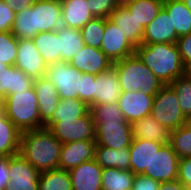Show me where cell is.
<instances>
[{
	"mask_svg": "<svg viewBox=\"0 0 191 190\" xmlns=\"http://www.w3.org/2000/svg\"><path fill=\"white\" fill-rule=\"evenodd\" d=\"M62 143L46 128L21 132L19 154L39 172L58 169Z\"/></svg>",
	"mask_w": 191,
	"mask_h": 190,
	"instance_id": "obj_1",
	"label": "cell"
},
{
	"mask_svg": "<svg viewBox=\"0 0 191 190\" xmlns=\"http://www.w3.org/2000/svg\"><path fill=\"white\" fill-rule=\"evenodd\" d=\"M135 53L164 85H170L185 75L176 43L141 44Z\"/></svg>",
	"mask_w": 191,
	"mask_h": 190,
	"instance_id": "obj_2",
	"label": "cell"
},
{
	"mask_svg": "<svg viewBox=\"0 0 191 190\" xmlns=\"http://www.w3.org/2000/svg\"><path fill=\"white\" fill-rule=\"evenodd\" d=\"M122 92L141 91L144 95H156L165 85L134 53L114 62Z\"/></svg>",
	"mask_w": 191,
	"mask_h": 190,
	"instance_id": "obj_3",
	"label": "cell"
},
{
	"mask_svg": "<svg viewBox=\"0 0 191 190\" xmlns=\"http://www.w3.org/2000/svg\"><path fill=\"white\" fill-rule=\"evenodd\" d=\"M3 106L6 116L21 132L41 129V117L34 87L7 95Z\"/></svg>",
	"mask_w": 191,
	"mask_h": 190,
	"instance_id": "obj_4",
	"label": "cell"
},
{
	"mask_svg": "<svg viewBox=\"0 0 191 190\" xmlns=\"http://www.w3.org/2000/svg\"><path fill=\"white\" fill-rule=\"evenodd\" d=\"M150 115L169 131L187 123L179 105L177 93L170 85H165L155 96Z\"/></svg>",
	"mask_w": 191,
	"mask_h": 190,
	"instance_id": "obj_5",
	"label": "cell"
},
{
	"mask_svg": "<svg viewBox=\"0 0 191 190\" xmlns=\"http://www.w3.org/2000/svg\"><path fill=\"white\" fill-rule=\"evenodd\" d=\"M82 72L69 62L59 61L48 65L45 77L56 87L59 98H77L81 100Z\"/></svg>",
	"mask_w": 191,
	"mask_h": 190,
	"instance_id": "obj_6",
	"label": "cell"
},
{
	"mask_svg": "<svg viewBox=\"0 0 191 190\" xmlns=\"http://www.w3.org/2000/svg\"><path fill=\"white\" fill-rule=\"evenodd\" d=\"M95 122L90 110L74 120H60L53 123L48 130L62 143L95 140Z\"/></svg>",
	"mask_w": 191,
	"mask_h": 190,
	"instance_id": "obj_7",
	"label": "cell"
},
{
	"mask_svg": "<svg viewBox=\"0 0 191 190\" xmlns=\"http://www.w3.org/2000/svg\"><path fill=\"white\" fill-rule=\"evenodd\" d=\"M180 158L172 149V146L164 144L155 151L149 169L142 174L159 182L173 181L178 178V167Z\"/></svg>",
	"mask_w": 191,
	"mask_h": 190,
	"instance_id": "obj_8",
	"label": "cell"
},
{
	"mask_svg": "<svg viewBox=\"0 0 191 190\" xmlns=\"http://www.w3.org/2000/svg\"><path fill=\"white\" fill-rule=\"evenodd\" d=\"M9 183L6 190H38L40 172L19 153L9 156Z\"/></svg>",
	"mask_w": 191,
	"mask_h": 190,
	"instance_id": "obj_9",
	"label": "cell"
},
{
	"mask_svg": "<svg viewBox=\"0 0 191 190\" xmlns=\"http://www.w3.org/2000/svg\"><path fill=\"white\" fill-rule=\"evenodd\" d=\"M100 49L114 63L133 55L136 47L126 39L117 25L105 18L104 37Z\"/></svg>",
	"mask_w": 191,
	"mask_h": 190,
	"instance_id": "obj_10",
	"label": "cell"
},
{
	"mask_svg": "<svg viewBox=\"0 0 191 190\" xmlns=\"http://www.w3.org/2000/svg\"><path fill=\"white\" fill-rule=\"evenodd\" d=\"M17 49L16 68L33 79L46 75L48 65L35 47L33 39H18Z\"/></svg>",
	"mask_w": 191,
	"mask_h": 190,
	"instance_id": "obj_11",
	"label": "cell"
},
{
	"mask_svg": "<svg viewBox=\"0 0 191 190\" xmlns=\"http://www.w3.org/2000/svg\"><path fill=\"white\" fill-rule=\"evenodd\" d=\"M96 146H103L112 149L130 147L132 143L131 123L128 122H105L95 124Z\"/></svg>",
	"mask_w": 191,
	"mask_h": 190,
	"instance_id": "obj_12",
	"label": "cell"
},
{
	"mask_svg": "<svg viewBox=\"0 0 191 190\" xmlns=\"http://www.w3.org/2000/svg\"><path fill=\"white\" fill-rule=\"evenodd\" d=\"M155 95H144L139 91L122 92L117 103L126 121L132 123L149 116Z\"/></svg>",
	"mask_w": 191,
	"mask_h": 190,
	"instance_id": "obj_13",
	"label": "cell"
},
{
	"mask_svg": "<svg viewBox=\"0 0 191 190\" xmlns=\"http://www.w3.org/2000/svg\"><path fill=\"white\" fill-rule=\"evenodd\" d=\"M35 36L56 31L62 25L61 0H37L33 5Z\"/></svg>",
	"mask_w": 191,
	"mask_h": 190,
	"instance_id": "obj_14",
	"label": "cell"
},
{
	"mask_svg": "<svg viewBox=\"0 0 191 190\" xmlns=\"http://www.w3.org/2000/svg\"><path fill=\"white\" fill-rule=\"evenodd\" d=\"M122 93L115 67L97 74L93 82V105L116 103Z\"/></svg>",
	"mask_w": 191,
	"mask_h": 190,
	"instance_id": "obj_15",
	"label": "cell"
},
{
	"mask_svg": "<svg viewBox=\"0 0 191 190\" xmlns=\"http://www.w3.org/2000/svg\"><path fill=\"white\" fill-rule=\"evenodd\" d=\"M95 148V140H78L62 144L58 168L69 171L83 162L95 159Z\"/></svg>",
	"mask_w": 191,
	"mask_h": 190,
	"instance_id": "obj_16",
	"label": "cell"
},
{
	"mask_svg": "<svg viewBox=\"0 0 191 190\" xmlns=\"http://www.w3.org/2000/svg\"><path fill=\"white\" fill-rule=\"evenodd\" d=\"M82 73L100 74L113 66L111 60L101 51V49L84 45L69 62Z\"/></svg>",
	"mask_w": 191,
	"mask_h": 190,
	"instance_id": "obj_17",
	"label": "cell"
},
{
	"mask_svg": "<svg viewBox=\"0 0 191 190\" xmlns=\"http://www.w3.org/2000/svg\"><path fill=\"white\" fill-rule=\"evenodd\" d=\"M178 38L169 14L162 7L156 18L144 28L142 44L176 43Z\"/></svg>",
	"mask_w": 191,
	"mask_h": 190,
	"instance_id": "obj_18",
	"label": "cell"
},
{
	"mask_svg": "<svg viewBox=\"0 0 191 190\" xmlns=\"http://www.w3.org/2000/svg\"><path fill=\"white\" fill-rule=\"evenodd\" d=\"M33 87L37 96L41 128H44L58 107L59 93L53 83L45 76L34 79Z\"/></svg>",
	"mask_w": 191,
	"mask_h": 190,
	"instance_id": "obj_19",
	"label": "cell"
},
{
	"mask_svg": "<svg viewBox=\"0 0 191 190\" xmlns=\"http://www.w3.org/2000/svg\"><path fill=\"white\" fill-rule=\"evenodd\" d=\"M102 169L91 159L69 170L73 190H102Z\"/></svg>",
	"mask_w": 191,
	"mask_h": 190,
	"instance_id": "obj_20",
	"label": "cell"
},
{
	"mask_svg": "<svg viewBox=\"0 0 191 190\" xmlns=\"http://www.w3.org/2000/svg\"><path fill=\"white\" fill-rule=\"evenodd\" d=\"M163 145V143L152 140L133 138L129 147L130 170L134 174H142L149 169L155 151H158Z\"/></svg>",
	"mask_w": 191,
	"mask_h": 190,
	"instance_id": "obj_21",
	"label": "cell"
},
{
	"mask_svg": "<svg viewBox=\"0 0 191 190\" xmlns=\"http://www.w3.org/2000/svg\"><path fill=\"white\" fill-rule=\"evenodd\" d=\"M34 79L28 77L15 66L0 62V95L5 98L9 94H17L33 87Z\"/></svg>",
	"mask_w": 191,
	"mask_h": 190,
	"instance_id": "obj_22",
	"label": "cell"
},
{
	"mask_svg": "<svg viewBox=\"0 0 191 190\" xmlns=\"http://www.w3.org/2000/svg\"><path fill=\"white\" fill-rule=\"evenodd\" d=\"M108 19L122 30L126 39L135 47L142 44L144 27L126 7H117Z\"/></svg>",
	"mask_w": 191,
	"mask_h": 190,
	"instance_id": "obj_23",
	"label": "cell"
},
{
	"mask_svg": "<svg viewBox=\"0 0 191 190\" xmlns=\"http://www.w3.org/2000/svg\"><path fill=\"white\" fill-rule=\"evenodd\" d=\"M132 137L163 144L170 141V131L151 115L131 123Z\"/></svg>",
	"mask_w": 191,
	"mask_h": 190,
	"instance_id": "obj_24",
	"label": "cell"
},
{
	"mask_svg": "<svg viewBox=\"0 0 191 190\" xmlns=\"http://www.w3.org/2000/svg\"><path fill=\"white\" fill-rule=\"evenodd\" d=\"M62 25L81 29L94 16L89 11L87 0H61Z\"/></svg>",
	"mask_w": 191,
	"mask_h": 190,
	"instance_id": "obj_25",
	"label": "cell"
},
{
	"mask_svg": "<svg viewBox=\"0 0 191 190\" xmlns=\"http://www.w3.org/2000/svg\"><path fill=\"white\" fill-rule=\"evenodd\" d=\"M21 131L6 116L4 107H0V156L18 154Z\"/></svg>",
	"mask_w": 191,
	"mask_h": 190,
	"instance_id": "obj_26",
	"label": "cell"
},
{
	"mask_svg": "<svg viewBox=\"0 0 191 190\" xmlns=\"http://www.w3.org/2000/svg\"><path fill=\"white\" fill-rule=\"evenodd\" d=\"M56 32L59 36L60 61L70 62L85 45L80 29L61 25Z\"/></svg>",
	"mask_w": 191,
	"mask_h": 190,
	"instance_id": "obj_27",
	"label": "cell"
},
{
	"mask_svg": "<svg viewBox=\"0 0 191 190\" xmlns=\"http://www.w3.org/2000/svg\"><path fill=\"white\" fill-rule=\"evenodd\" d=\"M95 160L102 168L130 170L129 147L112 149L103 146H96Z\"/></svg>",
	"mask_w": 191,
	"mask_h": 190,
	"instance_id": "obj_28",
	"label": "cell"
},
{
	"mask_svg": "<svg viewBox=\"0 0 191 190\" xmlns=\"http://www.w3.org/2000/svg\"><path fill=\"white\" fill-rule=\"evenodd\" d=\"M163 8L169 14L178 37L191 33V11L182 0H164Z\"/></svg>",
	"mask_w": 191,
	"mask_h": 190,
	"instance_id": "obj_29",
	"label": "cell"
},
{
	"mask_svg": "<svg viewBox=\"0 0 191 190\" xmlns=\"http://www.w3.org/2000/svg\"><path fill=\"white\" fill-rule=\"evenodd\" d=\"M89 106L77 98L60 99L51 119L44 125L48 129L53 123L60 120H74L85 115L89 111Z\"/></svg>",
	"mask_w": 191,
	"mask_h": 190,
	"instance_id": "obj_30",
	"label": "cell"
},
{
	"mask_svg": "<svg viewBox=\"0 0 191 190\" xmlns=\"http://www.w3.org/2000/svg\"><path fill=\"white\" fill-rule=\"evenodd\" d=\"M32 39L47 65L60 61L59 36L56 31L41 32Z\"/></svg>",
	"mask_w": 191,
	"mask_h": 190,
	"instance_id": "obj_31",
	"label": "cell"
},
{
	"mask_svg": "<svg viewBox=\"0 0 191 190\" xmlns=\"http://www.w3.org/2000/svg\"><path fill=\"white\" fill-rule=\"evenodd\" d=\"M135 174L118 168L102 169V190H131Z\"/></svg>",
	"mask_w": 191,
	"mask_h": 190,
	"instance_id": "obj_32",
	"label": "cell"
},
{
	"mask_svg": "<svg viewBox=\"0 0 191 190\" xmlns=\"http://www.w3.org/2000/svg\"><path fill=\"white\" fill-rule=\"evenodd\" d=\"M164 0H134L126 8L144 28L150 24L163 7Z\"/></svg>",
	"mask_w": 191,
	"mask_h": 190,
	"instance_id": "obj_33",
	"label": "cell"
},
{
	"mask_svg": "<svg viewBox=\"0 0 191 190\" xmlns=\"http://www.w3.org/2000/svg\"><path fill=\"white\" fill-rule=\"evenodd\" d=\"M38 190H73L69 172L59 168L40 172Z\"/></svg>",
	"mask_w": 191,
	"mask_h": 190,
	"instance_id": "obj_34",
	"label": "cell"
},
{
	"mask_svg": "<svg viewBox=\"0 0 191 190\" xmlns=\"http://www.w3.org/2000/svg\"><path fill=\"white\" fill-rule=\"evenodd\" d=\"M11 32L17 39H32L35 36L33 5L16 12Z\"/></svg>",
	"mask_w": 191,
	"mask_h": 190,
	"instance_id": "obj_35",
	"label": "cell"
},
{
	"mask_svg": "<svg viewBox=\"0 0 191 190\" xmlns=\"http://www.w3.org/2000/svg\"><path fill=\"white\" fill-rule=\"evenodd\" d=\"M169 144L176 152L178 157L190 158L191 157V125L185 123L178 127L176 130L170 131Z\"/></svg>",
	"mask_w": 191,
	"mask_h": 190,
	"instance_id": "obj_36",
	"label": "cell"
},
{
	"mask_svg": "<svg viewBox=\"0 0 191 190\" xmlns=\"http://www.w3.org/2000/svg\"><path fill=\"white\" fill-rule=\"evenodd\" d=\"M95 124H103L105 122H127L121 112L118 103L96 104L89 107Z\"/></svg>",
	"mask_w": 191,
	"mask_h": 190,
	"instance_id": "obj_37",
	"label": "cell"
},
{
	"mask_svg": "<svg viewBox=\"0 0 191 190\" xmlns=\"http://www.w3.org/2000/svg\"><path fill=\"white\" fill-rule=\"evenodd\" d=\"M104 29L105 18L94 17L80 29L84 44L100 49L104 37Z\"/></svg>",
	"mask_w": 191,
	"mask_h": 190,
	"instance_id": "obj_38",
	"label": "cell"
},
{
	"mask_svg": "<svg viewBox=\"0 0 191 190\" xmlns=\"http://www.w3.org/2000/svg\"><path fill=\"white\" fill-rule=\"evenodd\" d=\"M170 86L177 93L179 105L184 116H191V79L186 75L176 78Z\"/></svg>",
	"mask_w": 191,
	"mask_h": 190,
	"instance_id": "obj_39",
	"label": "cell"
},
{
	"mask_svg": "<svg viewBox=\"0 0 191 190\" xmlns=\"http://www.w3.org/2000/svg\"><path fill=\"white\" fill-rule=\"evenodd\" d=\"M18 39L12 32H0V62L14 66L17 57Z\"/></svg>",
	"mask_w": 191,
	"mask_h": 190,
	"instance_id": "obj_40",
	"label": "cell"
},
{
	"mask_svg": "<svg viewBox=\"0 0 191 190\" xmlns=\"http://www.w3.org/2000/svg\"><path fill=\"white\" fill-rule=\"evenodd\" d=\"M89 11L94 17L109 18L117 8L115 0H87Z\"/></svg>",
	"mask_w": 191,
	"mask_h": 190,
	"instance_id": "obj_41",
	"label": "cell"
},
{
	"mask_svg": "<svg viewBox=\"0 0 191 190\" xmlns=\"http://www.w3.org/2000/svg\"><path fill=\"white\" fill-rule=\"evenodd\" d=\"M16 16V11L0 0V32H11Z\"/></svg>",
	"mask_w": 191,
	"mask_h": 190,
	"instance_id": "obj_42",
	"label": "cell"
},
{
	"mask_svg": "<svg viewBox=\"0 0 191 190\" xmlns=\"http://www.w3.org/2000/svg\"><path fill=\"white\" fill-rule=\"evenodd\" d=\"M95 77L94 74H82L81 101L85 102L89 107L93 105V82Z\"/></svg>",
	"mask_w": 191,
	"mask_h": 190,
	"instance_id": "obj_43",
	"label": "cell"
},
{
	"mask_svg": "<svg viewBox=\"0 0 191 190\" xmlns=\"http://www.w3.org/2000/svg\"><path fill=\"white\" fill-rule=\"evenodd\" d=\"M178 51L185 67L191 64V33L178 38L176 41Z\"/></svg>",
	"mask_w": 191,
	"mask_h": 190,
	"instance_id": "obj_44",
	"label": "cell"
},
{
	"mask_svg": "<svg viewBox=\"0 0 191 190\" xmlns=\"http://www.w3.org/2000/svg\"><path fill=\"white\" fill-rule=\"evenodd\" d=\"M160 182L143 174H135L132 190H158Z\"/></svg>",
	"mask_w": 191,
	"mask_h": 190,
	"instance_id": "obj_45",
	"label": "cell"
},
{
	"mask_svg": "<svg viewBox=\"0 0 191 190\" xmlns=\"http://www.w3.org/2000/svg\"><path fill=\"white\" fill-rule=\"evenodd\" d=\"M186 188L191 187V157L179 160L178 178Z\"/></svg>",
	"mask_w": 191,
	"mask_h": 190,
	"instance_id": "obj_46",
	"label": "cell"
},
{
	"mask_svg": "<svg viewBox=\"0 0 191 190\" xmlns=\"http://www.w3.org/2000/svg\"><path fill=\"white\" fill-rule=\"evenodd\" d=\"M9 156H0V190H6L9 183Z\"/></svg>",
	"mask_w": 191,
	"mask_h": 190,
	"instance_id": "obj_47",
	"label": "cell"
},
{
	"mask_svg": "<svg viewBox=\"0 0 191 190\" xmlns=\"http://www.w3.org/2000/svg\"><path fill=\"white\" fill-rule=\"evenodd\" d=\"M4 3L16 12L25 10L34 5L37 0H3Z\"/></svg>",
	"mask_w": 191,
	"mask_h": 190,
	"instance_id": "obj_48",
	"label": "cell"
},
{
	"mask_svg": "<svg viewBox=\"0 0 191 190\" xmlns=\"http://www.w3.org/2000/svg\"><path fill=\"white\" fill-rule=\"evenodd\" d=\"M158 190H187V188L178 180L160 182Z\"/></svg>",
	"mask_w": 191,
	"mask_h": 190,
	"instance_id": "obj_49",
	"label": "cell"
},
{
	"mask_svg": "<svg viewBox=\"0 0 191 190\" xmlns=\"http://www.w3.org/2000/svg\"><path fill=\"white\" fill-rule=\"evenodd\" d=\"M134 0H115L117 7H126Z\"/></svg>",
	"mask_w": 191,
	"mask_h": 190,
	"instance_id": "obj_50",
	"label": "cell"
},
{
	"mask_svg": "<svg viewBox=\"0 0 191 190\" xmlns=\"http://www.w3.org/2000/svg\"><path fill=\"white\" fill-rule=\"evenodd\" d=\"M185 75L191 79V64L187 67H185Z\"/></svg>",
	"mask_w": 191,
	"mask_h": 190,
	"instance_id": "obj_51",
	"label": "cell"
},
{
	"mask_svg": "<svg viewBox=\"0 0 191 190\" xmlns=\"http://www.w3.org/2000/svg\"><path fill=\"white\" fill-rule=\"evenodd\" d=\"M186 7L191 11V0H182Z\"/></svg>",
	"mask_w": 191,
	"mask_h": 190,
	"instance_id": "obj_52",
	"label": "cell"
},
{
	"mask_svg": "<svg viewBox=\"0 0 191 190\" xmlns=\"http://www.w3.org/2000/svg\"><path fill=\"white\" fill-rule=\"evenodd\" d=\"M3 102H4V98L0 95V107H4Z\"/></svg>",
	"mask_w": 191,
	"mask_h": 190,
	"instance_id": "obj_53",
	"label": "cell"
},
{
	"mask_svg": "<svg viewBox=\"0 0 191 190\" xmlns=\"http://www.w3.org/2000/svg\"><path fill=\"white\" fill-rule=\"evenodd\" d=\"M187 123L191 125V116L188 118Z\"/></svg>",
	"mask_w": 191,
	"mask_h": 190,
	"instance_id": "obj_54",
	"label": "cell"
}]
</instances>
